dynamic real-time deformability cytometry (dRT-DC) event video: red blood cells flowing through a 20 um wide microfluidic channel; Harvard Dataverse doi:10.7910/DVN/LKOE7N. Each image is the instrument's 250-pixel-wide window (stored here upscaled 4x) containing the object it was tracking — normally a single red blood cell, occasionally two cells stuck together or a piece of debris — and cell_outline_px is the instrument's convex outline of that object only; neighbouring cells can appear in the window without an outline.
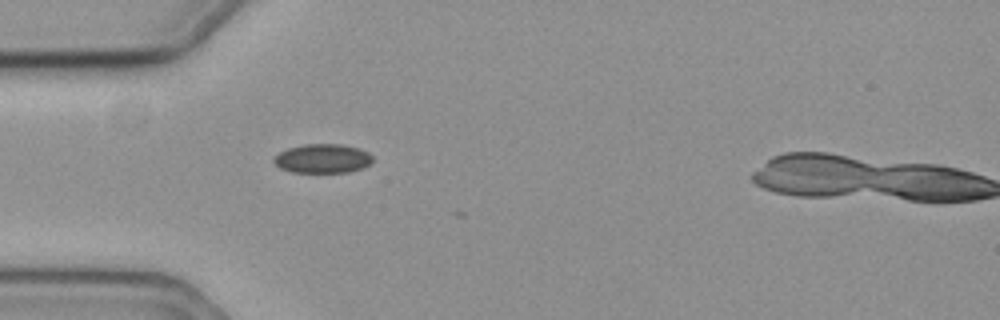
{"species": "common noctule bat (a hibernating species)", "species_latin": "Nyctalus noctula", "temperature_condition": "cold", "stored_images_in_passage": 3, "camera_frame_rate_fps": 3000, "um_per_image_px": 0.085, "animal": {"sex": "female", "body_mass_g": 19.3, "forearm_length_mm": 54.1}, "frame": {"image": 1, "passage_image": 1, "time_ms": 0.0, "image_size_px": [1000, 320], "cell_outline_px": [[372, 164], [364, 168], [348, 172], [292, 172], [280, 168], [272, 160], [280, 152], [288, 148], [304, 144], [344, 144], [360, 148], [368, 152], [372, 156]], "centroid_in_image_um": [27.47, 13.47], "position_along_channel_um": 57.5, "area_um2": 16.88}}